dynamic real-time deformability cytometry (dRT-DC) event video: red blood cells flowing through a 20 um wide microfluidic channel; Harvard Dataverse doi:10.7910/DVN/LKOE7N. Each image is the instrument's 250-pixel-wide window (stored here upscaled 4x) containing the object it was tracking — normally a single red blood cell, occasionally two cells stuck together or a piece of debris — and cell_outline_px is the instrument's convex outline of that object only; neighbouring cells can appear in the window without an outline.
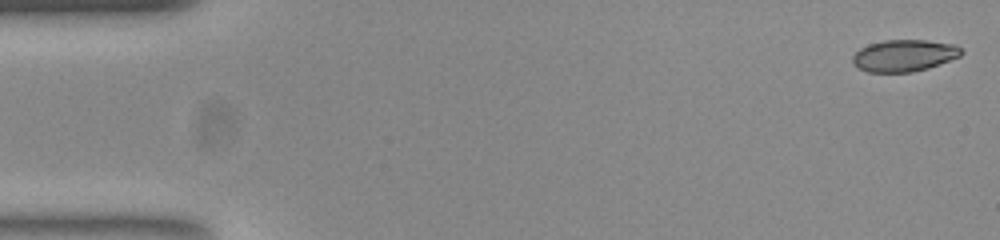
{"species": "common noctule bat (a hibernating species)", "species_latin": "Nyctalus noctula", "temperature_condition": "room temperature", "stored_images_in_passage": 54, "camera_frame_rate_fps": 3000, "um_per_image_px": 0.085, "animal": {"sex": "female", "body_mass_g": 23.0, "forearm_length_mm": 53.4}, "frame": {"image": 1, "passage_image": 1, "time_ms": 0.0, "image_size_px": [1000, 240], "cell_outline_px": [[964, 52], [960, 56], [928, 68], [912, 72], [868, 72], [856, 68], [852, 64], [852, 56], [860, 48], [868, 44], [884, 40], [928, 40], [956, 44]], "centroid_in_image_um": [76.83, 4.72], "position_along_channel_um": 8.2, "area_um2": 20.35}}
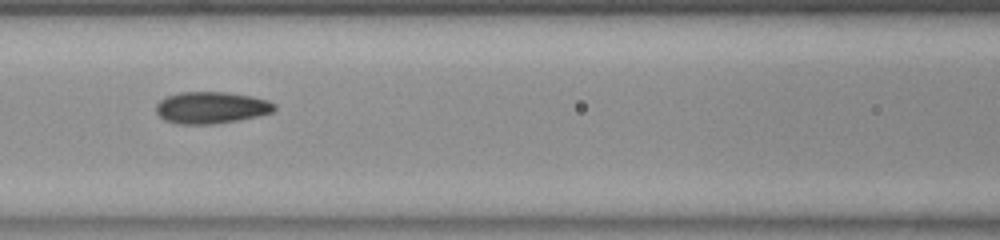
{"frame": {"image": 2, "passage_image": 23, "time_ms": 7.333, "image_size_px": [1000, 240], "cell_outline_px": [[276, 108], [272, 112], [240, 120], [212, 124], [176, 124], [164, 120], [156, 112], [156, 104], [160, 100], [168, 96], [180, 92], [228, 92], [252, 96], [268, 100], [276, 104]], "centroid_in_image_um": [17.96, 9.15], "position_along_channel_um": 148.6, "area_um2": 22.02}}
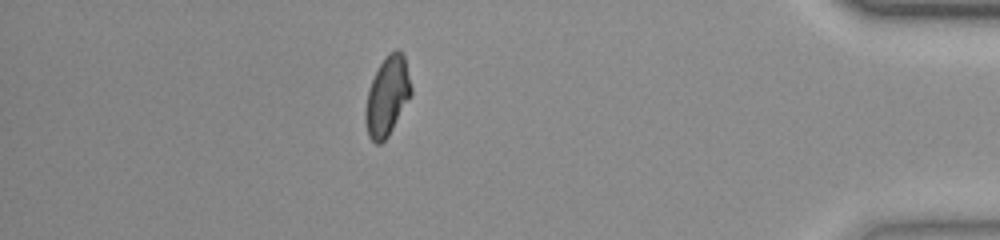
{"frame": {"image": 3, "passage_image": 47, "time_ms": 15.333, "image_size_px": [1000, 240], "cell_outline_px": [[412, 96], [388, 136], [380, 144], [376, 144], [368, 136], [364, 120], [364, 112], [368, 88], [380, 64], [388, 52], [396, 48], [400, 48], [404, 52], [412, 88]], "centroid_in_image_um": [32.93, 8.15], "position_along_channel_um": 402.3, "area_um2": 21.56}, "authors_computed_cell_mechanics": {"area_um2": 21.2993, "velocity_mm_per_s": 3.7597, "shape_relaxation_time_tau1_ms": null, "shape_relaxation_time_tau2_ms": 1.6863, "deformation_change_tau1": null, "deformation_change_tau2": 0.0634}}